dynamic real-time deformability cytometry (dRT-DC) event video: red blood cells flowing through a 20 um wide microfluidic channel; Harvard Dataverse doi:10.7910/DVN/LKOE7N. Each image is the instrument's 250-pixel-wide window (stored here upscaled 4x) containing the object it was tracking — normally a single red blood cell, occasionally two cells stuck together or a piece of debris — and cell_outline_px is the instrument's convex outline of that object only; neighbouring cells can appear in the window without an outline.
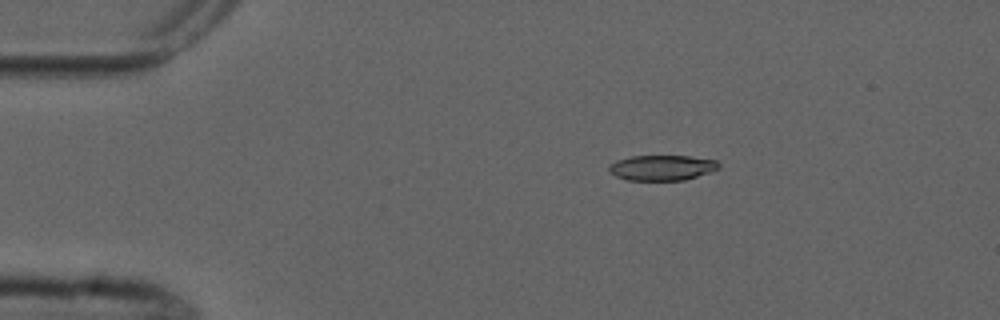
{"species": "common noctule bat (a hibernating species)", "species_latin": "Nyctalus noctula", "temperature_condition": "cold", "stored_images_in_passage": 8, "camera_frame_rate_fps": 3000, "um_per_image_px": 0.085, "animal": {"sex": "male", "forearm_length_mm": 52.5}, "frame": {"image": 1, "passage_image": 3, "time_ms": 3.0, "image_size_px": [1000, 320], "cell_outline_px": [[720, 168], [712, 172], [684, 180], [628, 180], [616, 176], [608, 172], [608, 168], [616, 160], [628, 156], [688, 156], [716, 160], [720, 164]], "centroid_in_image_um": [56.28, 14.25], "position_along_channel_um": 28.7, "area_um2": 16.3}}
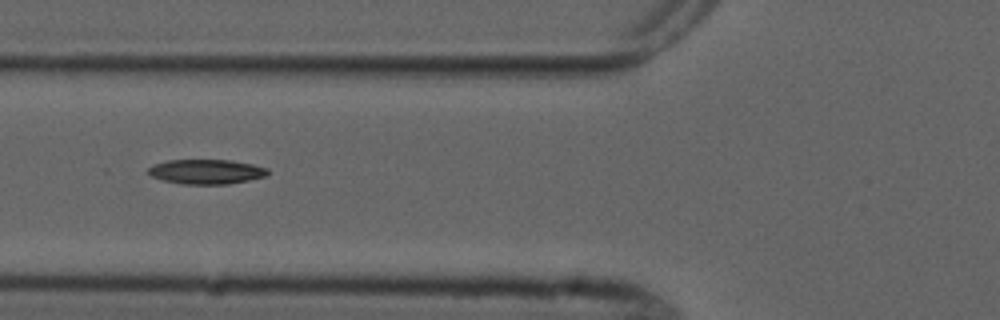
{"frame": {"image": 2, "passage_image": 6, "time_ms": 6.667, "image_size_px": [1000, 320], "cell_outline_px": [[268, 172], [264, 176], [248, 180], [228, 184], [180, 184], [164, 180], [152, 176], [148, 172], [148, 168], [152, 164], [168, 160], [232, 160], [252, 164], [268, 168]], "centroid_in_image_um": [17.51, 14.58], "position_along_channel_um": 108.3, "area_um2": 17.11}}
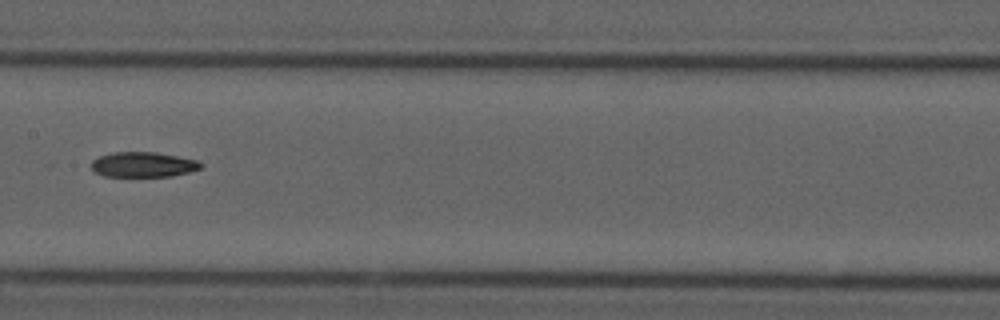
{"frame": {"image": 3, "passage_image": 8, "time_ms": 9.0, "image_size_px": [1000, 320], "cell_outline_px": [[204, 164], [200, 168], [188, 172], [172, 176], [104, 176], [96, 172], [92, 168], [92, 160], [100, 156], [112, 152], [156, 152], [196, 160]], "centroid_in_image_um": [12.17, 13.98], "position_along_channel_um": 195.2, "area_um2": 15.84}}